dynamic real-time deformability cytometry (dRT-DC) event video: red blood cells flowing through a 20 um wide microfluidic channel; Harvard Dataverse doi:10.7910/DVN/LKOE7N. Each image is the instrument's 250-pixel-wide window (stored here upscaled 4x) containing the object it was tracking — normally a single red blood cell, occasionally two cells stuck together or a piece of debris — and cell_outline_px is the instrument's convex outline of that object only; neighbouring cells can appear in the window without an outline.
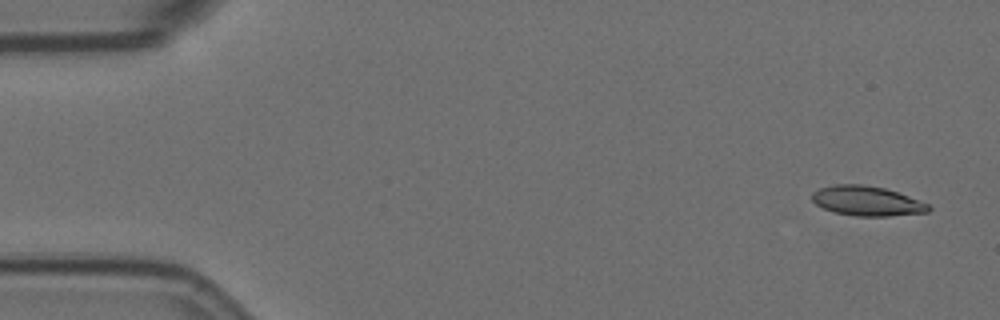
{"species": "Egyptian fruit bat (a non-hibernating species)", "species_latin": "Rousettus aegyptiacus", "temperature_condition": "room temperature", "stored_images_in_passage": 4, "camera_frame_rate_fps": 3000, "um_per_image_px": 0.085, "animal": {"sex": "female"}, "frame": {"image": 1, "passage_image": 1, "time_ms": 0.0, "image_size_px": [1000, 320], "cell_outline_px": [[932, 208], [928, 212], [888, 216], [856, 216], [832, 212], [816, 204], [812, 200], [812, 192], [820, 188], [836, 184], [860, 184], [884, 188], [908, 196], [928, 204]], "centroid_in_image_um": [73.67, 17.09], "position_along_channel_um": 11.3, "area_um2": 20.06}}
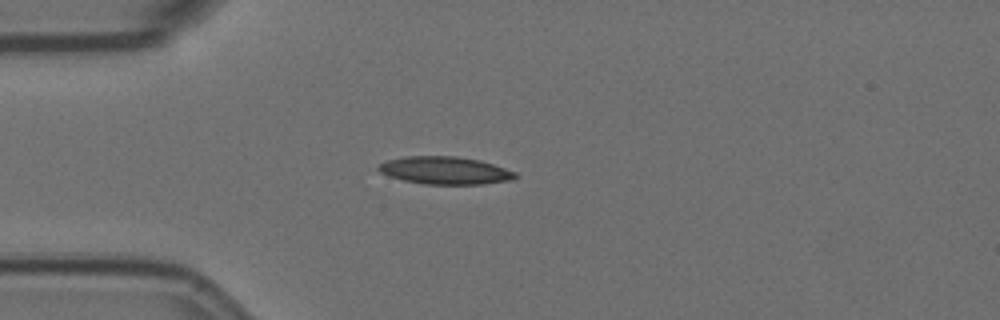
{"frame": {"image": 2, "passage_image": 4, "time_ms": 4.0, "image_size_px": [1000, 320], "cell_outline_px": [[516, 176], [512, 180], [484, 184], [424, 184], [404, 180], [388, 176], [380, 172], [376, 168], [380, 164], [388, 160], [404, 156], [456, 156], [480, 160], [516, 172]], "centroid_in_image_um": [37.81, 14.49], "position_along_channel_um": 47.2, "area_um2": 21.96}}